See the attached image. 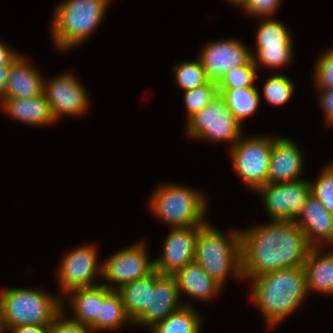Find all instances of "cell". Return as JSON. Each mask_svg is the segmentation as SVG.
Segmentation results:
<instances>
[{
  "instance_id": "cell-1",
  "label": "cell",
  "mask_w": 333,
  "mask_h": 333,
  "mask_svg": "<svg viewBox=\"0 0 333 333\" xmlns=\"http://www.w3.org/2000/svg\"><path fill=\"white\" fill-rule=\"evenodd\" d=\"M242 275L245 279L282 268L303 266L310 250L295 221L270 220L265 225L240 230Z\"/></svg>"
},
{
  "instance_id": "cell-2",
  "label": "cell",
  "mask_w": 333,
  "mask_h": 333,
  "mask_svg": "<svg viewBox=\"0 0 333 333\" xmlns=\"http://www.w3.org/2000/svg\"><path fill=\"white\" fill-rule=\"evenodd\" d=\"M252 299L268 328L293 313L307 295L303 266L269 272L251 279Z\"/></svg>"
},
{
  "instance_id": "cell-3",
  "label": "cell",
  "mask_w": 333,
  "mask_h": 333,
  "mask_svg": "<svg viewBox=\"0 0 333 333\" xmlns=\"http://www.w3.org/2000/svg\"><path fill=\"white\" fill-rule=\"evenodd\" d=\"M194 261L222 287L231 274L243 280L240 230L226 235L209 223L203 225L198 231Z\"/></svg>"
},
{
  "instance_id": "cell-4",
  "label": "cell",
  "mask_w": 333,
  "mask_h": 333,
  "mask_svg": "<svg viewBox=\"0 0 333 333\" xmlns=\"http://www.w3.org/2000/svg\"><path fill=\"white\" fill-rule=\"evenodd\" d=\"M62 297L41 289L0 290V317L5 331L21 325L49 326L62 311Z\"/></svg>"
},
{
  "instance_id": "cell-5",
  "label": "cell",
  "mask_w": 333,
  "mask_h": 333,
  "mask_svg": "<svg viewBox=\"0 0 333 333\" xmlns=\"http://www.w3.org/2000/svg\"><path fill=\"white\" fill-rule=\"evenodd\" d=\"M111 0H64L55 9L51 22L52 40L57 49L68 50L83 43L97 29Z\"/></svg>"
},
{
  "instance_id": "cell-6",
  "label": "cell",
  "mask_w": 333,
  "mask_h": 333,
  "mask_svg": "<svg viewBox=\"0 0 333 333\" xmlns=\"http://www.w3.org/2000/svg\"><path fill=\"white\" fill-rule=\"evenodd\" d=\"M149 208L171 228L203 226L207 212L206 197L198 190L172 183L159 184L149 199Z\"/></svg>"
},
{
  "instance_id": "cell-7",
  "label": "cell",
  "mask_w": 333,
  "mask_h": 333,
  "mask_svg": "<svg viewBox=\"0 0 333 333\" xmlns=\"http://www.w3.org/2000/svg\"><path fill=\"white\" fill-rule=\"evenodd\" d=\"M187 134L205 141L228 142L232 148L242 137V126L231 113L223 97L218 94L200 112L187 120Z\"/></svg>"
},
{
  "instance_id": "cell-8",
  "label": "cell",
  "mask_w": 333,
  "mask_h": 333,
  "mask_svg": "<svg viewBox=\"0 0 333 333\" xmlns=\"http://www.w3.org/2000/svg\"><path fill=\"white\" fill-rule=\"evenodd\" d=\"M273 141L272 136L240 137L230 148L236 175L254 191L267 183Z\"/></svg>"
},
{
  "instance_id": "cell-9",
  "label": "cell",
  "mask_w": 333,
  "mask_h": 333,
  "mask_svg": "<svg viewBox=\"0 0 333 333\" xmlns=\"http://www.w3.org/2000/svg\"><path fill=\"white\" fill-rule=\"evenodd\" d=\"M284 22L272 18H262L256 31V54L252 61L255 66L280 68L289 64L292 55V35Z\"/></svg>"
},
{
  "instance_id": "cell-10",
  "label": "cell",
  "mask_w": 333,
  "mask_h": 333,
  "mask_svg": "<svg viewBox=\"0 0 333 333\" xmlns=\"http://www.w3.org/2000/svg\"><path fill=\"white\" fill-rule=\"evenodd\" d=\"M147 249L141 243L130 245L114 253L102 262L103 283L111 290L150 274L154 269V260H149Z\"/></svg>"
},
{
  "instance_id": "cell-11",
  "label": "cell",
  "mask_w": 333,
  "mask_h": 333,
  "mask_svg": "<svg viewBox=\"0 0 333 333\" xmlns=\"http://www.w3.org/2000/svg\"><path fill=\"white\" fill-rule=\"evenodd\" d=\"M256 192L261 195L264 208L271 220L294 221L302 212L310 185L307 179L286 183H266Z\"/></svg>"
},
{
  "instance_id": "cell-12",
  "label": "cell",
  "mask_w": 333,
  "mask_h": 333,
  "mask_svg": "<svg viewBox=\"0 0 333 333\" xmlns=\"http://www.w3.org/2000/svg\"><path fill=\"white\" fill-rule=\"evenodd\" d=\"M66 253L58 269V280L63 295L77 288L92 287L96 275H102V263L97 261L95 245H80ZM100 264V265H99Z\"/></svg>"
},
{
  "instance_id": "cell-13",
  "label": "cell",
  "mask_w": 333,
  "mask_h": 333,
  "mask_svg": "<svg viewBox=\"0 0 333 333\" xmlns=\"http://www.w3.org/2000/svg\"><path fill=\"white\" fill-rule=\"evenodd\" d=\"M43 92L55 122L64 115L81 116L88 108L87 91L74 74H60L50 82L44 80Z\"/></svg>"
},
{
  "instance_id": "cell-14",
  "label": "cell",
  "mask_w": 333,
  "mask_h": 333,
  "mask_svg": "<svg viewBox=\"0 0 333 333\" xmlns=\"http://www.w3.org/2000/svg\"><path fill=\"white\" fill-rule=\"evenodd\" d=\"M251 50L235 38L211 41L202 49L198 58L210 81L219 82L230 70L245 65L251 58Z\"/></svg>"
},
{
  "instance_id": "cell-15",
  "label": "cell",
  "mask_w": 333,
  "mask_h": 333,
  "mask_svg": "<svg viewBox=\"0 0 333 333\" xmlns=\"http://www.w3.org/2000/svg\"><path fill=\"white\" fill-rule=\"evenodd\" d=\"M201 227L171 228L164 242L163 254L154 259L155 269L163 275H175L193 262L196 239Z\"/></svg>"
},
{
  "instance_id": "cell-16",
  "label": "cell",
  "mask_w": 333,
  "mask_h": 333,
  "mask_svg": "<svg viewBox=\"0 0 333 333\" xmlns=\"http://www.w3.org/2000/svg\"><path fill=\"white\" fill-rule=\"evenodd\" d=\"M177 279L174 275H163L156 270V283L150 289L149 308H145L132 322L138 326H149L165 320L183 305L180 301Z\"/></svg>"
},
{
  "instance_id": "cell-17",
  "label": "cell",
  "mask_w": 333,
  "mask_h": 333,
  "mask_svg": "<svg viewBox=\"0 0 333 333\" xmlns=\"http://www.w3.org/2000/svg\"><path fill=\"white\" fill-rule=\"evenodd\" d=\"M303 158L300 147L291 139L274 137L267 183L300 180L304 167Z\"/></svg>"
},
{
  "instance_id": "cell-18",
  "label": "cell",
  "mask_w": 333,
  "mask_h": 333,
  "mask_svg": "<svg viewBox=\"0 0 333 333\" xmlns=\"http://www.w3.org/2000/svg\"><path fill=\"white\" fill-rule=\"evenodd\" d=\"M312 247L333 246V214L313 195H309L302 212L294 220ZM325 242V243H324Z\"/></svg>"
},
{
  "instance_id": "cell-19",
  "label": "cell",
  "mask_w": 333,
  "mask_h": 333,
  "mask_svg": "<svg viewBox=\"0 0 333 333\" xmlns=\"http://www.w3.org/2000/svg\"><path fill=\"white\" fill-rule=\"evenodd\" d=\"M0 107L9 117L31 126L45 127L56 123L44 92L25 99L5 98Z\"/></svg>"
},
{
  "instance_id": "cell-20",
  "label": "cell",
  "mask_w": 333,
  "mask_h": 333,
  "mask_svg": "<svg viewBox=\"0 0 333 333\" xmlns=\"http://www.w3.org/2000/svg\"><path fill=\"white\" fill-rule=\"evenodd\" d=\"M43 90L44 78L21 54L11 64L6 85V98H31L42 94Z\"/></svg>"
},
{
  "instance_id": "cell-21",
  "label": "cell",
  "mask_w": 333,
  "mask_h": 333,
  "mask_svg": "<svg viewBox=\"0 0 333 333\" xmlns=\"http://www.w3.org/2000/svg\"><path fill=\"white\" fill-rule=\"evenodd\" d=\"M322 249L324 248H310L303 264L307 292L315 290L323 294H333V252L324 253Z\"/></svg>"
},
{
  "instance_id": "cell-22",
  "label": "cell",
  "mask_w": 333,
  "mask_h": 333,
  "mask_svg": "<svg viewBox=\"0 0 333 333\" xmlns=\"http://www.w3.org/2000/svg\"><path fill=\"white\" fill-rule=\"evenodd\" d=\"M174 276L177 279L179 295L184 292L192 298L207 301L222 290V286L195 261L180 269Z\"/></svg>"
},
{
  "instance_id": "cell-23",
  "label": "cell",
  "mask_w": 333,
  "mask_h": 333,
  "mask_svg": "<svg viewBox=\"0 0 333 333\" xmlns=\"http://www.w3.org/2000/svg\"><path fill=\"white\" fill-rule=\"evenodd\" d=\"M112 290L103 284L77 288L69 291L70 304L74 316L71 318L90 326L99 317L100 304Z\"/></svg>"
},
{
  "instance_id": "cell-24",
  "label": "cell",
  "mask_w": 333,
  "mask_h": 333,
  "mask_svg": "<svg viewBox=\"0 0 333 333\" xmlns=\"http://www.w3.org/2000/svg\"><path fill=\"white\" fill-rule=\"evenodd\" d=\"M156 283V269L150 274L123 285L120 293L127 316L133 321L145 308H149L150 289Z\"/></svg>"
},
{
  "instance_id": "cell-25",
  "label": "cell",
  "mask_w": 333,
  "mask_h": 333,
  "mask_svg": "<svg viewBox=\"0 0 333 333\" xmlns=\"http://www.w3.org/2000/svg\"><path fill=\"white\" fill-rule=\"evenodd\" d=\"M133 323L127 316L122 297L117 290H112L100 304L99 317L89 326L92 332L115 330L123 324Z\"/></svg>"
},
{
  "instance_id": "cell-26",
  "label": "cell",
  "mask_w": 333,
  "mask_h": 333,
  "mask_svg": "<svg viewBox=\"0 0 333 333\" xmlns=\"http://www.w3.org/2000/svg\"><path fill=\"white\" fill-rule=\"evenodd\" d=\"M218 91L241 126H243L242 121L254 114L259 107L261 94L257 87L218 89Z\"/></svg>"
},
{
  "instance_id": "cell-27",
  "label": "cell",
  "mask_w": 333,
  "mask_h": 333,
  "mask_svg": "<svg viewBox=\"0 0 333 333\" xmlns=\"http://www.w3.org/2000/svg\"><path fill=\"white\" fill-rule=\"evenodd\" d=\"M201 323L202 318L192 305H183L149 330L151 333H200Z\"/></svg>"
},
{
  "instance_id": "cell-28",
  "label": "cell",
  "mask_w": 333,
  "mask_h": 333,
  "mask_svg": "<svg viewBox=\"0 0 333 333\" xmlns=\"http://www.w3.org/2000/svg\"><path fill=\"white\" fill-rule=\"evenodd\" d=\"M173 69L176 84L184 91L194 89L210 81L199 58L196 61H182Z\"/></svg>"
},
{
  "instance_id": "cell-29",
  "label": "cell",
  "mask_w": 333,
  "mask_h": 333,
  "mask_svg": "<svg viewBox=\"0 0 333 333\" xmlns=\"http://www.w3.org/2000/svg\"><path fill=\"white\" fill-rule=\"evenodd\" d=\"M282 74L271 75L265 81L263 87L264 99L273 106H281L292 97L294 82Z\"/></svg>"
},
{
  "instance_id": "cell-30",
  "label": "cell",
  "mask_w": 333,
  "mask_h": 333,
  "mask_svg": "<svg viewBox=\"0 0 333 333\" xmlns=\"http://www.w3.org/2000/svg\"><path fill=\"white\" fill-rule=\"evenodd\" d=\"M257 78V67L251 58L245 65L237 66L227 72L218 82V89L257 87L254 84Z\"/></svg>"
},
{
  "instance_id": "cell-31",
  "label": "cell",
  "mask_w": 333,
  "mask_h": 333,
  "mask_svg": "<svg viewBox=\"0 0 333 333\" xmlns=\"http://www.w3.org/2000/svg\"><path fill=\"white\" fill-rule=\"evenodd\" d=\"M218 94V83L214 81L185 91L183 98L187 109V120L206 107Z\"/></svg>"
},
{
  "instance_id": "cell-32",
  "label": "cell",
  "mask_w": 333,
  "mask_h": 333,
  "mask_svg": "<svg viewBox=\"0 0 333 333\" xmlns=\"http://www.w3.org/2000/svg\"><path fill=\"white\" fill-rule=\"evenodd\" d=\"M310 194L316 197L322 206L333 214V164L322 169L316 182H309Z\"/></svg>"
},
{
  "instance_id": "cell-33",
  "label": "cell",
  "mask_w": 333,
  "mask_h": 333,
  "mask_svg": "<svg viewBox=\"0 0 333 333\" xmlns=\"http://www.w3.org/2000/svg\"><path fill=\"white\" fill-rule=\"evenodd\" d=\"M314 78L318 89H333V47L320 56L315 65Z\"/></svg>"
},
{
  "instance_id": "cell-34",
  "label": "cell",
  "mask_w": 333,
  "mask_h": 333,
  "mask_svg": "<svg viewBox=\"0 0 333 333\" xmlns=\"http://www.w3.org/2000/svg\"><path fill=\"white\" fill-rule=\"evenodd\" d=\"M64 302H62V311L56 316L49 325V333H93L91 329L73 319H69L64 313Z\"/></svg>"
},
{
  "instance_id": "cell-35",
  "label": "cell",
  "mask_w": 333,
  "mask_h": 333,
  "mask_svg": "<svg viewBox=\"0 0 333 333\" xmlns=\"http://www.w3.org/2000/svg\"><path fill=\"white\" fill-rule=\"evenodd\" d=\"M281 0H246L242 7L250 16L271 18L278 10Z\"/></svg>"
},
{
  "instance_id": "cell-36",
  "label": "cell",
  "mask_w": 333,
  "mask_h": 333,
  "mask_svg": "<svg viewBox=\"0 0 333 333\" xmlns=\"http://www.w3.org/2000/svg\"><path fill=\"white\" fill-rule=\"evenodd\" d=\"M320 105L325 114L326 124L333 125V89H318Z\"/></svg>"
},
{
  "instance_id": "cell-37",
  "label": "cell",
  "mask_w": 333,
  "mask_h": 333,
  "mask_svg": "<svg viewBox=\"0 0 333 333\" xmlns=\"http://www.w3.org/2000/svg\"><path fill=\"white\" fill-rule=\"evenodd\" d=\"M20 56L3 42L0 41V67L11 66V64Z\"/></svg>"
},
{
  "instance_id": "cell-38",
  "label": "cell",
  "mask_w": 333,
  "mask_h": 333,
  "mask_svg": "<svg viewBox=\"0 0 333 333\" xmlns=\"http://www.w3.org/2000/svg\"><path fill=\"white\" fill-rule=\"evenodd\" d=\"M11 333H49V326L21 325L11 328Z\"/></svg>"
},
{
  "instance_id": "cell-39",
  "label": "cell",
  "mask_w": 333,
  "mask_h": 333,
  "mask_svg": "<svg viewBox=\"0 0 333 333\" xmlns=\"http://www.w3.org/2000/svg\"><path fill=\"white\" fill-rule=\"evenodd\" d=\"M11 66L0 67V104L6 98V85Z\"/></svg>"
},
{
  "instance_id": "cell-40",
  "label": "cell",
  "mask_w": 333,
  "mask_h": 333,
  "mask_svg": "<svg viewBox=\"0 0 333 333\" xmlns=\"http://www.w3.org/2000/svg\"><path fill=\"white\" fill-rule=\"evenodd\" d=\"M227 1L233 5L235 4L237 6H241V9L244 6V4L246 3V0H227Z\"/></svg>"
},
{
  "instance_id": "cell-41",
  "label": "cell",
  "mask_w": 333,
  "mask_h": 333,
  "mask_svg": "<svg viewBox=\"0 0 333 333\" xmlns=\"http://www.w3.org/2000/svg\"><path fill=\"white\" fill-rule=\"evenodd\" d=\"M3 331H4V329H3L2 321H1V317H0V333H4Z\"/></svg>"
}]
</instances>
